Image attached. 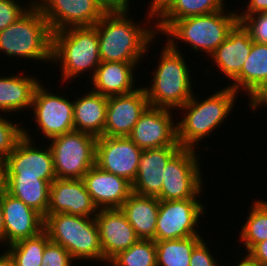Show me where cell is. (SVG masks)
Wrapping results in <instances>:
<instances>
[{
  "label": "cell",
  "instance_id": "6da1fadb",
  "mask_svg": "<svg viewBox=\"0 0 267 266\" xmlns=\"http://www.w3.org/2000/svg\"><path fill=\"white\" fill-rule=\"evenodd\" d=\"M146 13L148 18L146 17L143 26L134 22L128 12L105 13L102 16L94 25L98 34L101 61L141 62L144 59L157 38L156 28L152 27L155 23L151 22L155 20V14L150 10Z\"/></svg>",
  "mask_w": 267,
  "mask_h": 266
},
{
  "label": "cell",
  "instance_id": "7a4b0ae2",
  "mask_svg": "<svg viewBox=\"0 0 267 266\" xmlns=\"http://www.w3.org/2000/svg\"><path fill=\"white\" fill-rule=\"evenodd\" d=\"M237 95L229 86L217 90L207 98L204 97V100H198L193 94L191 99L178 109L179 112L181 109L184 115L176 123L177 142L181 147L198 148L201 145L199 142L209 137L226 121L224 119L229 117L238 99Z\"/></svg>",
  "mask_w": 267,
  "mask_h": 266
},
{
  "label": "cell",
  "instance_id": "3957f363",
  "mask_svg": "<svg viewBox=\"0 0 267 266\" xmlns=\"http://www.w3.org/2000/svg\"><path fill=\"white\" fill-rule=\"evenodd\" d=\"M151 74L150 86L144 85L149 106L177 110L193 96V80L190 67L184 60L182 49L172 48L167 42ZM183 55V57H182Z\"/></svg>",
  "mask_w": 267,
  "mask_h": 266
},
{
  "label": "cell",
  "instance_id": "277c9868",
  "mask_svg": "<svg viewBox=\"0 0 267 266\" xmlns=\"http://www.w3.org/2000/svg\"><path fill=\"white\" fill-rule=\"evenodd\" d=\"M50 63L60 65L63 83H69L86 71H92L88 76L91 79L101 64L96 27H71L53 32Z\"/></svg>",
  "mask_w": 267,
  "mask_h": 266
},
{
  "label": "cell",
  "instance_id": "5b68a950",
  "mask_svg": "<svg viewBox=\"0 0 267 266\" xmlns=\"http://www.w3.org/2000/svg\"><path fill=\"white\" fill-rule=\"evenodd\" d=\"M52 31L37 5L0 31V52L8 58L52 61Z\"/></svg>",
  "mask_w": 267,
  "mask_h": 266
},
{
  "label": "cell",
  "instance_id": "8992f818",
  "mask_svg": "<svg viewBox=\"0 0 267 266\" xmlns=\"http://www.w3.org/2000/svg\"><path fill=\"white\" fill-rule=\"evenodd\" d=\"M238 11H216L210 14L191 16L176 20L163 34L172 48H178V40L188 43L193 52L211 55L228 37L239 22ZM173 38V39H172ZM176 40V41H175Z\"/></svg>",
  "mask_w": 267,
  "mask_h": 266
},
{
  "label": "cell",
  "instance_id": "52a82bcc",
  "mask_svg": "<svg viewBox=\"0 0 267 266\" xmlns=\"http://www.w3.org/2000/svg\"><path fill=\"white\" fill-rule=\"evenodd\" d=\"M44 230L50 241L65 248L73 260L103 261L102 264H108L103 257L95 217L66 213L47 214L44 217Z\"/></svg>",
  "mask_w": 267,
  "mask_h": 266
},
{
  "label": "cell",
  "instance_id": "ba28073f",
  "mask_svg": "<svg viewBox=\"0 0 267 266\" xmlns=\"http://www.w3.org/2000/svg\"><path fill=\"white\" fill-rule=\"evenodd\" d=\"M50 142L56 178L83 179L96 165L95 136L73 130L52 138Z\"/></svg>",
  "mask_w": 267,
  "mask_h": 266
},
{
  "label": "cell",
  "instance_id": "9c48e42d",
  "mask_svg": "<svg viewBox=\"0 0 267 266\" xmlns=\"http://www.w3.org/2000/svg\"><path fill=\"white\" fill-rule=\"evenodd\" d=\"M196 149L182 148L164 168L159 200L200 198L204 184L200 155ZM199 155V156H198Z\"/></svg>",
  "mask_w": 267,
  "mask_h": 266
},
{
  "label": "cell",
  "instance_id": "30bf717a",
  "mask_svg": "<svg viewBox=\"0 0 267 266\" xmlns=\"http://www.w3.org/2000/svg\"><path fill=\"white\" fill-rule=\"evenodd\" d=\"M205 206L198 198L160 200L155 240H171L201 236L197 226L205 215Z\"/></svg>",
  "mask_w": 267,
  "mask_h": 266
},
{
  "label": "cell",
  "instance_id": "8fae6325",
  "mask_svg": "<svg viewBox=\"0 0 267 266\" xmlns=\"http://www.w3.org/2000/svg\"><path fill=\"white\" fill-rule=\"evenodd\" d=\"M40 83L34 92L31 109L34 122L37 123L36 131L51 140L75 130L73 100L69 101L65 95L53 93ZM46 88V89H45ZM62 95V96H60Z\"/></svg>",
  "mask_w": 267,
  "mask_h": 266
},
{
  "label": "cell",
  "instance_id": "7c38bea8",
  "mask_svg": "<svg viewBox=\"0 0 267 266\" xmlns=\"http://www.w3.org/2000/svg\"><path fill=\"white\" fill-rule=\"evenodd\" d=\"M28 131L23 127V137L3 161L6 177L38 178L51 184L56 179L51 149L49 145L36 147L37 142Z\"/></svg>",
  "mask_w": 267,
  "mask_h": 266
},
{
  "label": "cell",
  "instance_id": "4fadbf2b",
  "mask_svg": "<svg viewBox=\"0 0 267 266\" xmlns=\"http://www.w3.org/2000/svg\"><path fill=\"white\" fill-rule=\"evenodd\" d=\"M43 13L52 32L94 26L105 14L96 0H30Z\"/></svg>",
  "mask_w": 267,
  "mask_h": 266
},
{
  "label": "cell",
  "instance_id": "5bb4252c",
  "mask_svg": "<svg viewBox=\"0 0 267 266\" xmlns=\"http://www.w3.org/2000/svg\"><path fill=\"white\" fill-rule=\"evenodd\" d=\"M142 152L143 149L129 137L102 136L97 138L96 165L132 183L138 173Z\"/></svg>",
  "mask_w": 267,
  "mask_h": 266
},
{
  "label": "cell",
  "instance_id": "9a60e30c",
  "mask_svg": "<svg viewBox=\"0 0 267 266\" xmlns=\"http://www.w3.org/2000/svg\"><path fill=\"white\" fill-rule=\"evenodd\" d=\"M174 120V121H173ZM139 148L181 146L173 110L148 106L128 136Z\"/></svg>",
  "mask_w": 267,
  "mask_h": 266
},
{
  "label": "cell",
  "instance_id": "2e32d148",
  "mask_svg": "<svg viewBox=\"0 0 267 266\" xmlns=\"http://www.w3.org/2000/svg\"><path fill=\"white\" fill-rule=\"evenodd\" d=\"M148 106L143 86L128 94L109 96L103 136L128 137Z\"/></svg>",
  "mask_w": 267,
  "mask_h": 266
},
{
  "label": "cell",
  "instance_id": "e0dca14e",
  "mask_svg": "<svg viewBox=\"0 0 267 266\" xmlns=\"http://www.w3.org/2000/svg\"><path fill=\"white\" fill-rule=\"evenodd\" d=\"M66 213L95 217L98 208L92 201L83 179H58L50 184L47 214Z\"/></svg>",
  "mask_w": 267,
  "mask_h": 266
},
{
  "label": "cell",
  "instance_id": "ac0fdd59",
  "mask_svg": "<svg viewBox=\"0 0 267 266\" xmlns=\"http://www.w3.org/2000/svg\"><path fill=\"white\" fill-rule=\"evenodd\" d=\"M0 205L5 222V248L21 239L34 237L44 230V217L10 193L3 195Z\"/></svg>",
  "mask_w": 267,
  "mask_h": 266
},
{
  "label": "cell",
  "instance_id": "d6986e66",
  "mask_svg": "<svg viewBox=\"0 0 267 266\" xmlns=\"http://www.w3.org/2000/svg\"><path fill=\"white\" fill-rule=\"evenodd\" d=\"M95 220L103 257L107 262L139 239L120 208L99 209Z\"/></svg>",
  "mask_w": 267,
  "mask_h": 266
},
{
  "label": "cell",
  "instance_id": "ffe728a7",
  "mask_svg": "<svg viewBox=\"0 0 267 266\" xmlns=\"http://www.w3.org/2000/svg\"><path fill=\"white\" fill-rule=\"evenodd\" d=\"M181 149V146L144 149L138 173L132 182L133 193L157 198L162 189L164 168Z\"/></svg>",
  "mask_w": 267,
  "mask_h": 266
},
{
  "label": "cell",
  "instance_id": "44dd1931",
  "mask_svg": "<svg viewBox=\"0 0 267 266\" xmlns=\"http://www.w3.org/2000/svg\"><path fill=\"white\" fill-rule=\"evenodd\" d=\"M83 181L98 210L121 208L133 193L131 182L121 176L105 172L97 165L90 168L84 175Z\"/></svg>",
  "mask_w": 267,
  "mask_h": 266
},
{
  "label": "cell",
  "instance_id": "7402d4cb",
  "mask_svg": "<svg viewBox=\"0 0 267 266\" xmlns=\"http://www.w3.org/2000/svg\"><path fill=\"white\" fill-rule=\"evenodd\" d=\"M252 43L249 32L238 22L209 59L217 66L218 71L232 81L248 59Z\"/></svg>",
  "mask_w": 267,
  "mask_h": 266
},
{
  "label": "cell",
  "instance_id": "603a6c76",
  "mask_svg": "<svg viewBox=\"0 0 267 266\" xmlns=\"http://www.w3.org/2000/svg\"><path fill=\"white\" fill-rule=\"evenodd\" d=\"M140 62H106L96 69L91 78V90L103 96L124 95L135 91V71ZM136 68V69H135Z\"/></svg>",
  "mask_w": 267,
  "mask_h": 266
},
{
  "label": "cell",
  "instance_id": "cb8c5ba5",
  "mask_svg": "<svg viewBox=\"0 0 267 266\" xmlns=\"http://www.w3.org/2000/svg\"><path fill=\"white\" fill-rule=\"evenodd\" d=\"M73 100L74 128L96 138L104 134L108 97L92 90Z\"/></svg>",
  "mask_w": 267,
  "mask_h": 266
},
{
  "label": "cell",
  "instance_id": "d4e9b609",
  "mask_svg": "<svg viewBox=\"0 0 267 266\" xmlns=\"http://www.w3.org/2000/svg\"><path fill=\"white\" fill-rule=\"evenodd\" d=\"M40 81L35 75L19 73L0 77V113H8L9 116V113L31 109L33 95Z\"/></svg>",
  "mask_w": 267,
  "mask_h": 266
},
{
  "label": "cell",
  "instance_id": "484cf974",
  "mask_svg": "<svg viewBox=\"0 0 267 266\" xmlns=\"http://www.w3.org/2000/svg\"><path fill=\"white\" fill-rule=\"evenodd\" d=\"M225 3L224 0H168L155 13L157 35L162 36L176 20L224 10Z\"/></svg>",
  "mask_w": 267,
  "mask_h": 266
},
{
  "label": "cell",
  "instance_id": "4316f807",
  "mask_svg": "<svg viewBox=\"0 0 267 266\" xmlns=\"http://www.w3.org/2000/svg\"><path fill=\"white\" fill-rule=\"evenodd\" d=\"M160 200L156 197L132 193L121 206L139 239L155 241V230Z\"/></svg>",
  "mask_w": 267,
  "mask_h": 266
},
{
  "label": "cell",
  "instance_id": "83f0119b",
  "mask_svg": "<svg viewBox=\"0 0 267 266\" xmlns=\"http://www.w3.org/2000/svg\"><path fill=\"white\" fill-rule=\"evenodd\" d=\"M232 81V85L228 86L236 93L246 92L247 96L267 81L266 43H252L248 59L245 61L241 72Z\"/></svg>",
  "mask_w": 267,
  "mask_h": 266
},
{
  "label": "cell",
  "instance_id": "f1b7e54d",
  "mask_svg": "<svg viewBox=\"0 0 267 266\" xmlns=\"http://www.w3.org/2000/svg\"><path fill=\"white\" fill-rule=\"evenodd\" d=\"M7 192L35 209L43 217L49 207L50 183L29 177H6Z\"/></svg>",
  "mask_w": 267,
  "mask_h": 266
},
{
  "label": "cell",
  "instance_id": "f546056e",
  "mask_svg": "<svg viewBox=\"0 0 267 266\" xmlns=\"http://www.w3.org/2000/svg\"><path fill=\"white\" fill-rule=\"evenodd\" d=\"M202 236L188 238L155 240L157 266H189L194 247Z\"/></svg>",
  "mask_w": 267,
  "mask_h": 266
},
{
  "label": "cell",
  "instance_id": "4dcf8cb0",
  "mask_svg": "<svg viewBox=\"0 0 267 266\" xmlns=\"http://www.w3.org/2000/svg\"><path fill=\"white\" fill-rule=\"evenodd\" d=\"M242 225L239 241L244 245L246 254L259 242L267 239V200H255Z\"/></svg>",
  "mask_w": 267,
  "mask_h": 266
},
{
  "label": "cell",
  "instance_id": "1f68e13d",
  "mask_svg": "<svg viewBox=\"0 0 267 266\" xmlns=\"http://www.w3.org/2000/svg\"><path fill=\"white\" fill-rule=\"evenodd\" d=\"M49 241L48 233L43 230L34 237L21 239L8 245L6 251L15 260L17 266H41L42 256Z\"/></svg>",
  "mask_w": 267,
  "mask_h": 266
},
{
  "label": "cell",
  "instance_id": "d6a6232c",
  "mask_svg": "<svg viewBox=\"0 0 267 266\" xmlns=\"http://www.w3.org/2000/svg\"><path fill=\"white\" fill-rule=\"evenodd\" d=\"M109 264L110 266H157L155 241L138 239L128 249L114 256Z\"/></svg>",
  "mask_w": 267,
  "mask_h": 266
},
{
  "label": "cell",
  "instance_id": "836d02e7",
  "mask_svg": "<svg viewBox=\"0 0 267 266\" xmlns=\"http://www.w3.org/2000/svg\"><path fill=\"white\" fill-rule=\"evenodd\" d=\"M22 137L23 127L20 123L11 122V119L0 113V161L7 158Z\"/></svg>",
  "mask_w": 267,
  "mask_h": 266
},
{
  "label": "cell",
  "instance_id": "e575fe53",
  "mask_svg": "<svg viewBox=\"0 0 267 266\" xmlns=\"http://www.w3.org/2000/svg\"><path fill=\"white\" fill-rule=\"evenodd\" d=\"M238 21L249 32L253 42L267 44V13L238 16Z\"/></svg>",
  "mask_w": 267,
  "mask_h": 266
},
{
  "label": "cell",
  "instance_id": "d590c367",
  "mask_svg": "<svg viewBox=\"0 0 267 266\" xmlns=\"http://www.w3.org/2000/svg\"><path fill=\"white\" fill-rule=\"evenodd\" d=\"M70 253L61 245L49 241L42 256L41 266H73Z\"/></svg>",
  "mask_w": 267,
  "mask_h": 266
},
{
  "label": "cell",
  "instance_id": "8d00e7d4",
  "mask_svg": "<svg viewBox=\"0 0 267 266\" xmlns=\"http://www.w3.org/2000/svg\"><path fill=\"white\" fill-rule=\"evenodd\" d=\"M18 0H0V31L13 24L21 15H23L31 6L26 7Z\"/></svg>",
  "mask_w": 267,
  "mask_h": 266
},
{
  "label": "cell",
  "instance_id": "74e56055",
  "mask_svg": "<svg viewBox=\"0 0 267 266\" xmlns=\"http://www.w3.org/2000/svg\"><path fill=\"white\" fill-rule=\"evenodd\" d=\"M207 245L204 238L194 247L189 266H220V263L217 262L218 259L215 260Z\"/></svg>",
  "mask_w": 267,
  "mask_h": 266
},
{
  "label": "cell",
  "instance_id": "f35d334b",
  "mask_svg": "<svg viewBox=\"0 0 267 266\" xmlns=\"http://www.w3.org/2000/svg\"><path fill=\"white\" fill-rule=\"evenodd\" d=\"M250 109L257 110L258 107L267 108V81L263 82L254 92H252L249 96Z\"/></svg>",
  "mask_w": 267,
  "mask_h": 266
},
{
  "label": "cell",
  "instance_id": "ab89813d",
  "mask_svg": "<svg viewBox=\"0 0 267 266\" xmlns=\"http://www.w3.org/2000/svg\"><path fill=\"white\" fill-rule=\"evenodd\" d=\"M105 13L129 12L130 0H96Z\"/></svg>",
  "mask_w": 267,
  "mask_h": 266
},
{
  "label": "cell",
  "instance_id": "60d3db41",
  "mask_svg": "<svg viewBox=\"0 0 267 266\" xmlns=\"http://www.w3.org/2000/svg\"><path fill=\"white\" fill-rule=\"evenodd\" d=\"M252 262L267 266V239L257 243L247 254Z\"/></svg>",
  "mask_w": 267,
  "mask_h": 266
},
{
  "label": "cell",
  "instance_id": "b9f144b4",
  "mask_svg": "<svg viewBox=\"0 0 267 266\" xmlns=\"http://www.w3.org/2000/svg\"><path fill=\"white\" fill-rule=\"evenodd\" d=\"M247 6L242 9L243 13H238V16H248L254 13H267V0H249Z\"/></svg>",
  "mask_w": 267,
  "mask_h": 266
},
{
  "label": "cell",
  "instance_id": "7bdbcfd3",
  "mask_svg": "<svg viewBox=\"0 0 267 266\" xmlns=\"http://www.w3.org/2000/svg\"><path fill=\"white\" fill-rule=\"evenodd\" d=\"M7 192L6 169L3 161H0V199Z\"/></svg>",
  "mask_w": 267,
  "mask_h": 266
},
{
  "label": "cell",
  "instance_id": "ee69618b",
  "mask_svg": "<svg viewBox=\"0 0 267 266\" xmlns=\"http://www.w3.org/2000/svg\"><path fill=\"white\" fill-rule=\"evenodd\" d=\"M4 251L0 254V266H17L11 255L6 250Z\"/></svg>",
  "mask_w": 267,
  "mask_h": 266
},
{
  "label": "cell",
  "instance_id": "f6af8a7d",
  "mask_svg": "<svg viewBox=\"0 0 267 266\" xmlns=\"http://www.w3.org/2000/svg\"><path fill=\"white\" fill-rule=\"evenodd\" d=\"M167 1L168 0H152L148 10L155 14Z\"/></svg>",
  "mask_w": 267,
  "mask_h": 266
},
{
  "label": "cell",
  "instance_id": "bcb514c9",
  "mask_svg": "<svg viewBox=\"0 0 267 266\" xmlns=\"http://www.w3.org/2000/svg\"><path fill=\"white\" fill-rule=\"evenodd\" d=\"M4 227H5V222H4V214L3 210L0 205V245H4Z\"/></svg>",
  "mask_w": 267,
  "mask_h": 266
},
{
  "label": "cell",
  "instance_id": "7dc6e473",
  "mask_svg": "<svg viewBox=\"0 0 267 266\" xmlns=\"http://www.w3.org/2000/svg\"><path fill=\"white\" fill-rule=\"evenodd\" d=\"M241 261L240 262H236L235 264L233 263V266H261L257 263L252 262L247 256L244 257H240ZM237 264V265H236Z\"/></svg>",
  "mask_w": 267,
  "mask_h": 266
}]
</instances>
